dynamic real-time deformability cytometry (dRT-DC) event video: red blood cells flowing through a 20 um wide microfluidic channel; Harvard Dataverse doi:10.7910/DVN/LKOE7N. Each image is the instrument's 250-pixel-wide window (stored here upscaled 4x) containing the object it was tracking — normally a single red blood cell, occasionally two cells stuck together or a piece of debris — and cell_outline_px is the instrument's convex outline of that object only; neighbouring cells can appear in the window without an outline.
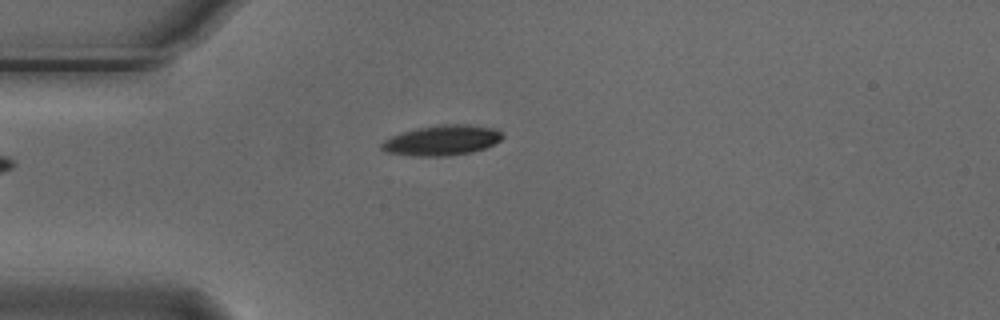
{"species": "Egyptian fruit bat (a non-hibernating species)", "species_latin": "Rousettus aegyptiacus", "temperature_condition": "cold", "stored_images_in_passage": 2, "camera_frame_rate_fps": 3000, "um_per_image_px": 0.085, "animal": {"sex": "male"}, "frame": {"image": 1, "passage_image": 2, "time_ms": 0.333, "image_size_px": [1000, 320], "cell_outline_px": [[504, 136], [500, 140], [484, 148], [472, 152], [448, 156], [412, 156], [384, 152], [380, 148], [380, 144], [384, 140], [400, 132], [416, 128], [440, 124], [468, 124], [496, 128]], "centroid_in_image_um": [37.53, 11.92], "position_along_channel_um": 47.5, "area_um2": 21.5}}